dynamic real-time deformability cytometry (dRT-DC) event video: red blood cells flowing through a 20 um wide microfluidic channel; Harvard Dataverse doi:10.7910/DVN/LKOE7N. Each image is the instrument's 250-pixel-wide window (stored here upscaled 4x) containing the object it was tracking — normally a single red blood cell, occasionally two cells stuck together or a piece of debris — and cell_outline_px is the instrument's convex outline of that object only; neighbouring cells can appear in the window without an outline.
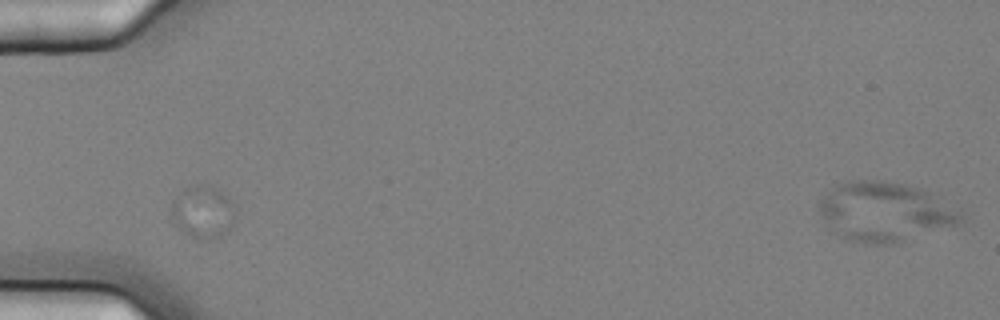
{"species": "common noctule bat (a hibernating species)", "species_latin": "Nyctalus noctula", "temperature_condition": "cold", "stored_images_in_passage": 3, "camera_frame_rate_fps": 3000, "um_per_image_px": 0.085, "animal": {"sex": "female", "body_mass_g": 25.1}, "frame": {"image": 1, "passage_image": 2, "time_ms": 0.333, "image_size_px": [1000, 320], "cell_outline_px": [[236, 216], [232, 224], [220, 236], [200, 240], [196, 240], [172, 224], [172, 200], [184, 188], [192, 184], [212, 184], [228, 196], [232, 200], [236, 208]], "centroid_in_image_um": [17.25, 17.97], "position_along_channel_um": 67.8, "area_um2": 20.11}}
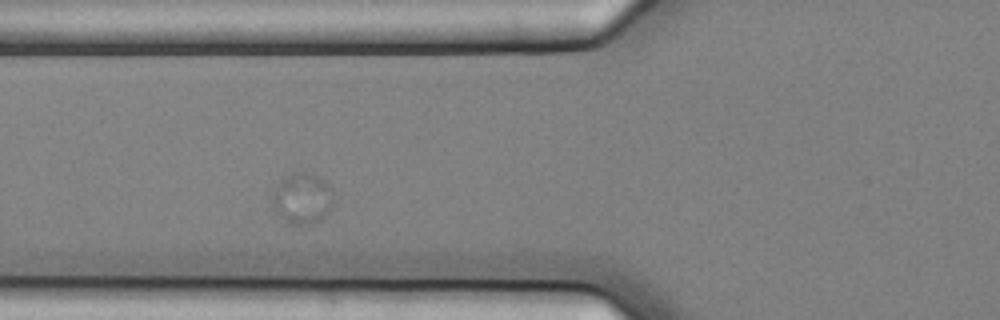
{"frame": {"image": 2, "passage_image": 3, "time_ms": 0.667, "image_size_px": [1000, 320], "cell_outline_px": [[332, 208], [320, 220], [304, 228], [288, 224], [272, 212], [272, 196], [280, 180], [284, 176], [296, 172], [304, 172], [316, 176], [324, 180], [332, 188]], "centroid_in_image_um": [25.66, 16.94], "position_along_channel_um": 100.1, "area_um2": 18.73}}